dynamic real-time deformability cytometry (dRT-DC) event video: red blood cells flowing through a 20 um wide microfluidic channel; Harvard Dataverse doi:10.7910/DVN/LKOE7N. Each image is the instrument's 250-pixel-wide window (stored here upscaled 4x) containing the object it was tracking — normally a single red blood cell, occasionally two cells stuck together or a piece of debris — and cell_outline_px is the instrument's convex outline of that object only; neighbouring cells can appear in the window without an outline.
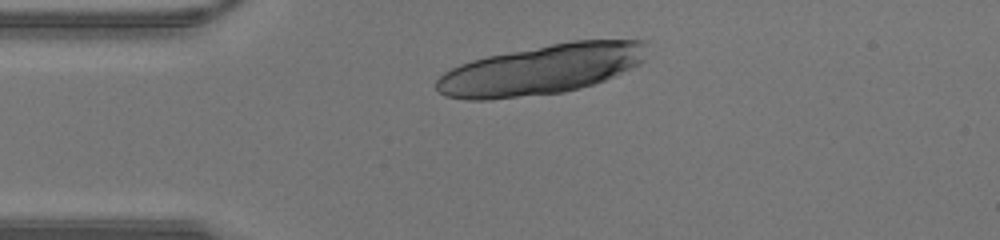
{"species": "human", "species_latin": "Homo sapiens", "temperature_condition": "warm", "stored_images_in_passage": 9, "camera_frame_rate_fps": 3000, "um_per_image_px": 0.085, "donor": {"sex": "male"}, "frame": {"image": 1, "passage_image": 1, "time_ms": 0.0, "image_size_px": [1000, 240], "cell_outline_px": [[648, 44], [644, 60], [640, 64], [604, 80], [580, 88], [564, 92], [488, 100], [468, 100], [444, 96], [436, 88], [436, 80], [444, 72], [460, 64], [472, 60], [488, 56], [572, 40], [644, 40]], "centroid_in_image_um": [46.01, 5.91], "position_along_channel_um": 39.0, "area_um2": 60.98}}